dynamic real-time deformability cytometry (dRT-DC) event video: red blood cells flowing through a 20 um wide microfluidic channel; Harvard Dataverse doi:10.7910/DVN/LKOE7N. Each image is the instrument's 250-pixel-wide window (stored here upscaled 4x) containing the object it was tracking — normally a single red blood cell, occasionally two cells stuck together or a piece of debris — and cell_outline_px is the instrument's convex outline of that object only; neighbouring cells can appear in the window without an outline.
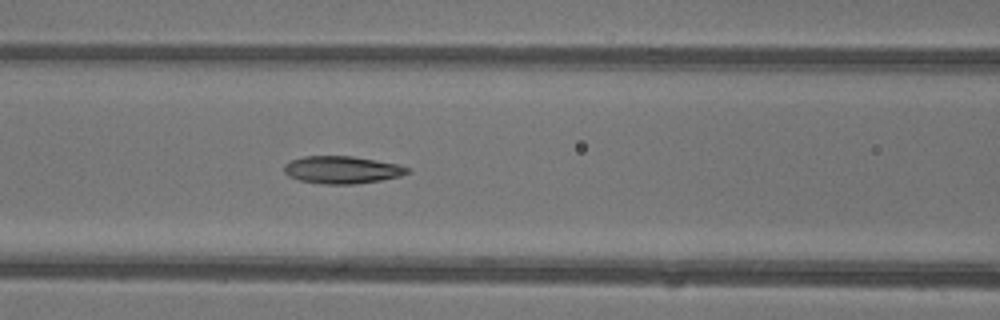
{"species": "common noctule bat (a hibernating species)", "species_latin": "Nyctalus noctula", "temperature_condition": "warm", "stored_images_in_passage": 35, "camera_frame_rate_fps": 3000, "um_per_image_px": 0.085, "animal": {"sex": "female"}, "frame": {"image": 1, "passage_image": 9, "time_ms": 2.667, "image_size_px": [1000, 320], "cell_outline_px": [[412, 172], [400, 176], [380, 180], [356, 184], [324, 184], [300, 180], [288, 176], [284, 172], [284, 164], [292, 160], [304, 156], [352, 156], [396, 164], [408, 168]], "centroid_in_image_um": [29.06, 14.44], "position_along_channel_um": 137.5, "area_um2": 19.59}}
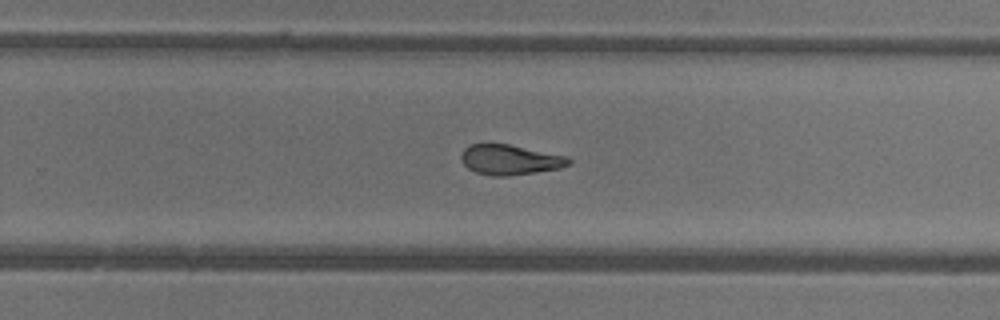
{"frame": {"image": 2, "passage_image": 19, "time_ms": 6.0, "image_size_px": [1000, 320], "cell_outline_px": [[572, 164], [560, 168], [536, 172], [508, 176], [492, 176], [476, 172], [468, 168], [460, 160], [460, 156], [464, 148], [468, 144], [508, 144], [568, 156], [572, 160]], "centroid_in_image_um": [43.36, 13.58], "position_along_channel_um": 286.4, "area_um2": 19.02}}
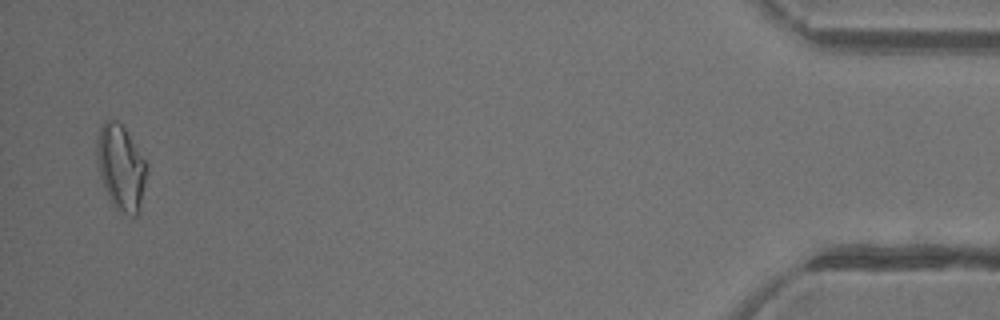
{"frame": {"image": 3, "passage_image": 34, "time_ms": 11.0, "image_size_px": [1000, 320], "cell_outline_px": [[148, 172], [140, 212], [136, 216], [128, 216], [116, 208], [112, 204], [100, 176], [96, 160], [96, 140], [100, 128], [104, 120], [116, 120], [124, 128], [148, 164]], "centroid_in_image_um": [10.3, 14.26], "position_along_channel_um": 424.9, "area_um2": 25.09}, "authors_computed_cell_mechanics": {"area_um2": 19.5942, "velocity_mm_per_s": 4.4751, "shape_relaxation_time_tau1_ms": null, "shape_relaxation_time_tau2_ms": 5.4144, "deformation_change_tau1": null, "deformation_change_tau2": 0.1489}}